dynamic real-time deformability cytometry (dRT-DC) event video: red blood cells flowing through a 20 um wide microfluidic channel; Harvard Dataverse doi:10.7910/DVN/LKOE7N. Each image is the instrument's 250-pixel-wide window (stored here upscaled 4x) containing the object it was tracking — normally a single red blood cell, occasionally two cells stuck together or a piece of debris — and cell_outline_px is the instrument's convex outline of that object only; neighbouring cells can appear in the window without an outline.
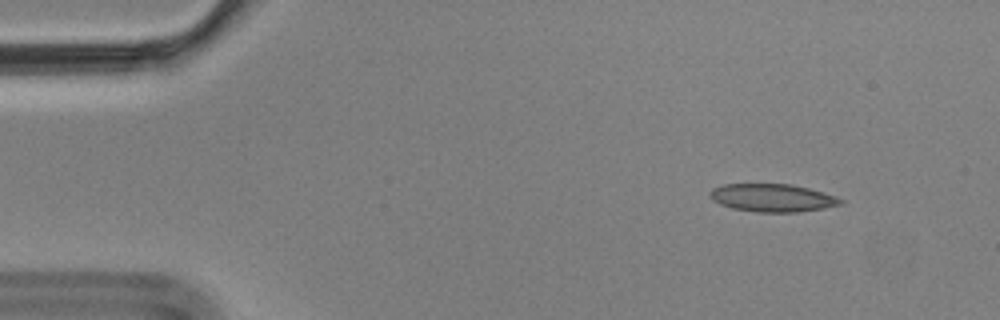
{"species": "Egyptian fruit bat (a non-hibernating species)", "species_latin": "Rousettus aegyptiacus", "temperature_condition": "cold", "stored_images_in_passage": 6, "camera_frame_rate_fps": 3000, "um_per_image_px": 0.085, "animal": {"sex": "male"}, "frame": {"image": 1, "passage_image": 2, "time_ms": 0.333, "image_size_px": [1000, 320], "cell_outline_px": [[844, 204], [824, 208], [796, 212], [756, 212], [732, 208], [720, 204], [712, 200], [708, 196], [708, 192], [712, 188], [724, 184], [792, 184], [808, 188], [836, 196], [844, 200]], "centroid_in_image_um": [65.64, 16.81], "position_along_channel_um": 19.4, "area_um2": 21.39}}